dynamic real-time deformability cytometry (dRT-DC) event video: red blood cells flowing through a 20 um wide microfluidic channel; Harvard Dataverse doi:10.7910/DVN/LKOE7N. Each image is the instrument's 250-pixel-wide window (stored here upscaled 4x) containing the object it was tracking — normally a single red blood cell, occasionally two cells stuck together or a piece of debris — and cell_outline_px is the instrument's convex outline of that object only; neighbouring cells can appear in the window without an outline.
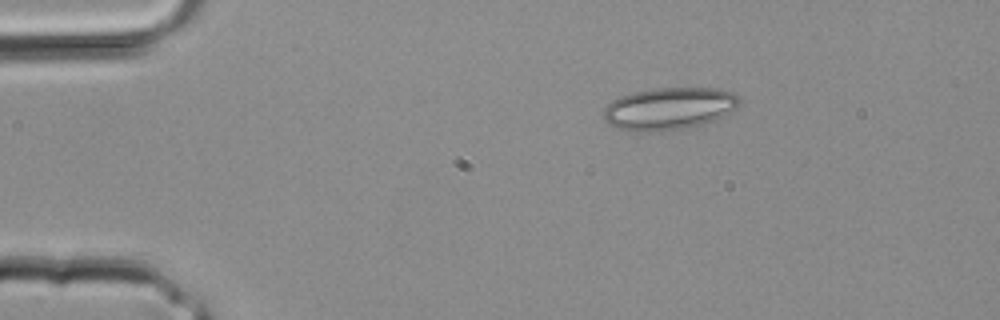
{"species": "common noctule bat (a hibernating species)", "species_latin": "Nyctalus noctula", "temperature_condition": "room temperature", "stored_images_in_passage": 2, "camera_frame_rate_fps": 3000, "um_per_image_px": 0.085, "animal": {"sex": "male", "body_mass_g": 20.4}, "frame": {"image": 1, "passage_image": 1, "time_ms": 0.0, "image_size_px": [1000, 320], "cell_outline_px": [[740, 104], [736, 108], [724, 116], [716, 120], [704, 124], [688, 128], [652, 132], [640, 132], [616, 128], [608, 124], [604, 120], [604, 108], [612, 100], [620, 96], [632, 92], [652, 88], [712, 88], [732, 92], [740, 96]], "centroid_in_image_um": [56.88, 9.24], "position_along_channel_um": 28.1, "area_um2": 33.93}}